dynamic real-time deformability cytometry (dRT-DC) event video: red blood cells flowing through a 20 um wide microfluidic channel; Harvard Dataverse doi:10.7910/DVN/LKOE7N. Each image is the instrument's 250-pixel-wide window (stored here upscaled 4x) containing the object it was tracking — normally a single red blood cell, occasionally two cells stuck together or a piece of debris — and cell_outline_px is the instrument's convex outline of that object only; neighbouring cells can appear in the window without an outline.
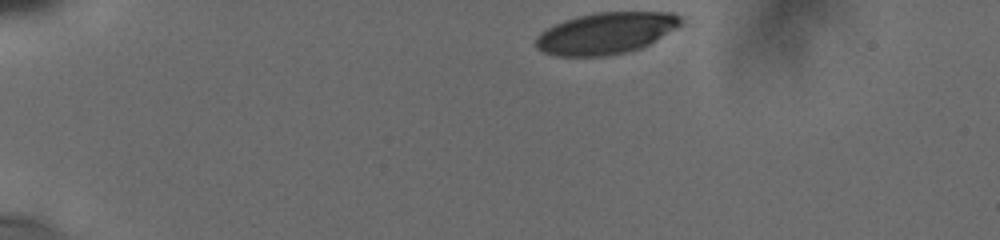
{"species": "human", "species_latin": "Homo sapiens", "temperature_condition": "cold", "stored_images_in_passage": 72, "camera_frame_rate_fps": 3000, "um_per_image_px": 0.085, "donor": {"sex": "male"}, "frame": {"image": 1, "passage_image": 1, "time_ms": 0.0, "image_size_px": [1000, 240], "cell_outline_px": [[680, 24], [648, 44], [640, 48], [628, 52], [604, 56], [556, 56], [544, 52], [536, 44], [536, 40], [540, 32], [564, 20], [596, 12], [672, 12], [680, 20]], "centroid_in_image_um": [51.46, 2.83], "position_along_channel_um": 33.5, "area_um2": 34.33}}
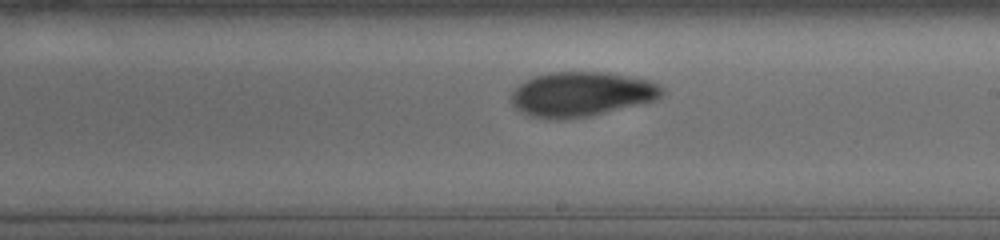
{"frame": {"image": 2, "passage_image": 46, "time_ms": 7.667, "image_size_px": [1000, 240], "cell_outline_px": [[664, 92], [660, 96], [652, 100], [588, 116], [564, 120], [548, 120], [528, 116], [520, 112], [512, 104], [512, 92], [520, 84], [536, 76], [548, 72], [608, 72], [652, 80], [660, 84], [664, 88]], "centroid_in_image_um": [49.4, 8.0], "position_along_channel_um": 239.6, "area_um2": 39.19}}
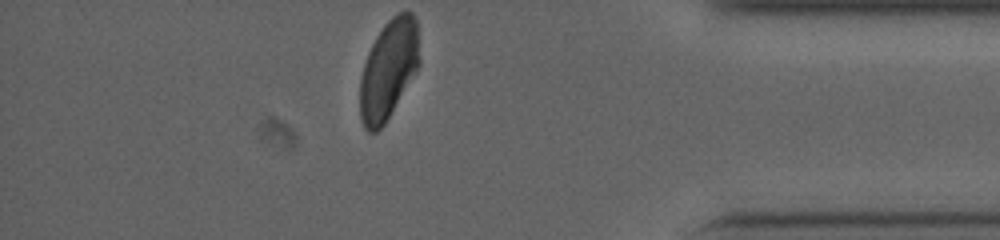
{"frame": {"image": 3, "passage_image": 71, "time_ms": 12.667, "image_size_px": [1000, 240], "cell_outline_px": [[420, 64], [416, 72], [384, 124], [376, 132], [368, 132], [364, 128], [360, 120], [360, 80], [364, 64], [368, 52], [376, 36], [384, 24], [392, 16], [400, 12], [412, 12], [416, 20], [420, 60]], "centroid_in_image_um": [33.02, 5.91], "position_along_channel_um": 402.2, "area_um2": 34.33}, "authors_computed_cell_mechanics": {"area_um2": 37.1365, "velocity_mm_per_s": 3.7627, "shape_relaxation_time_tau1_ms": 4.1596, "shape_relaxation_time_tau2_ms": 2.2193, "deformation_change_tau1": 0.1357, "deformation_change_tau2": 0.0674}}